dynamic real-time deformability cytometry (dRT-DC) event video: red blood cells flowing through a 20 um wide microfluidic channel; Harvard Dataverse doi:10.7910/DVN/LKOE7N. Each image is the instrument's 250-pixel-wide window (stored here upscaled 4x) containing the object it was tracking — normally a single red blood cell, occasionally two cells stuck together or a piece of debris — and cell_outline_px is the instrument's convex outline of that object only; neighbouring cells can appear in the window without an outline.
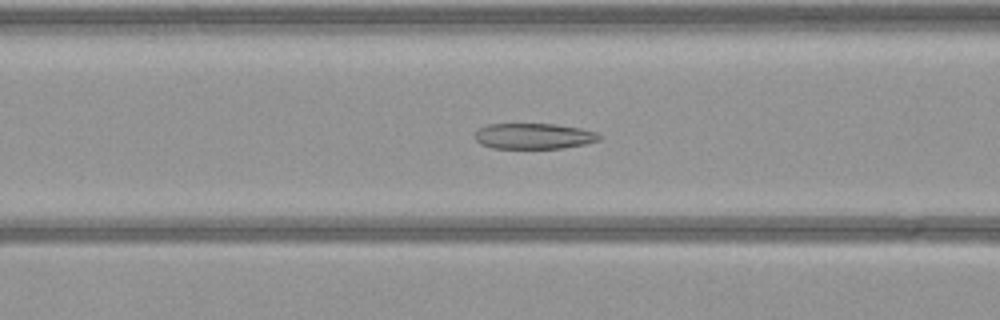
{"species": "common noctule bat (a hibernating species)", "species_latin": "Nyctalus noctula", "temperature_condition": "warm", "stored_images_in_passage": 51, "camera_frame_rate_fps": 3000, "um_per_image_px": 0.085, "animal": {"sex": "female", "body_mass_g": 21.9}, "frame": {"image": 1, "passage_image": 18, "time_ms": 5.667, "image_size_px": [1000, 320], "cell_outline_px": [[600, 140], [584, 144], [564, 148], [492, 148], [480, 144], [476, 140], [476, 132], [480, 128], [488, 124], [556, 124], [580, 128], [596, 132], [600, 136]], "centroid_in_image_um": [45.38, 11.57], "position_along_channel_um": 121.2, "area_um2": 18.55}}
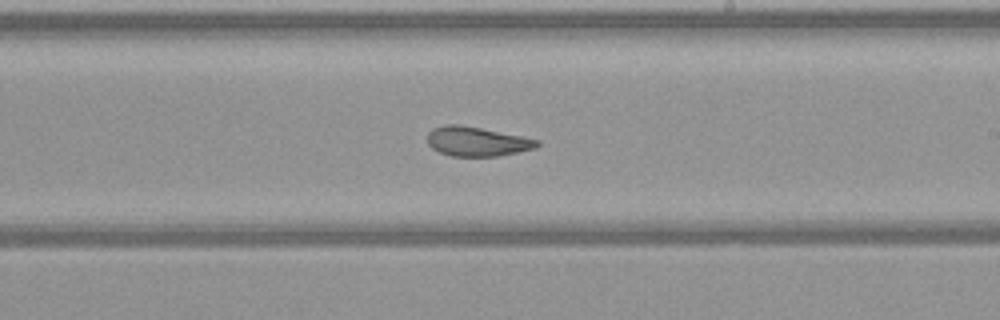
{"frame": {"image": 2, "passage_image": 28, "time_ms": 9.0, "image_size_px": [1000, 320], "cell_outline_px": [[540, 144], [536, 148], [500, 156], [452, 156], [440, 152], [432, 148], [428, 144], [428, 132], [432, 128], [444, 124], [460, 124], [540, 140]], "centroid_in_image_um": [40.53, 12.02], "position_along_channel_um": 248.5, "area_um2": 18.79}}
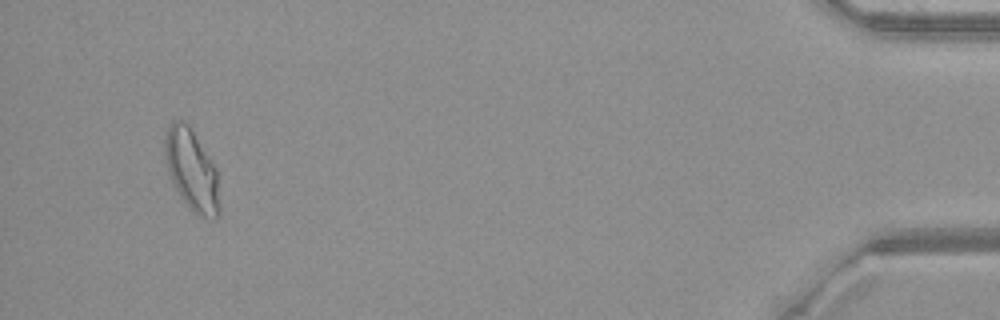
{"frame": {"image": 3, "passage_image": 48, "time_ms": 15.667, "image_size_px": [1000, 320], "cell_outline_px": [[220, 216], [212, 220], [208, 220], [192, 212], [188, 208], [180, 196], [168, 172], [164, 152], [164, 136], [168, 124], [172, 120], [180, 120], [188, 124], [212, 160], [216, 168], [220, 208]], "centroid_in_image_um": [16.3, 14.48], "position_along_channel_um": 418.9, "area_um2": 26.24}}